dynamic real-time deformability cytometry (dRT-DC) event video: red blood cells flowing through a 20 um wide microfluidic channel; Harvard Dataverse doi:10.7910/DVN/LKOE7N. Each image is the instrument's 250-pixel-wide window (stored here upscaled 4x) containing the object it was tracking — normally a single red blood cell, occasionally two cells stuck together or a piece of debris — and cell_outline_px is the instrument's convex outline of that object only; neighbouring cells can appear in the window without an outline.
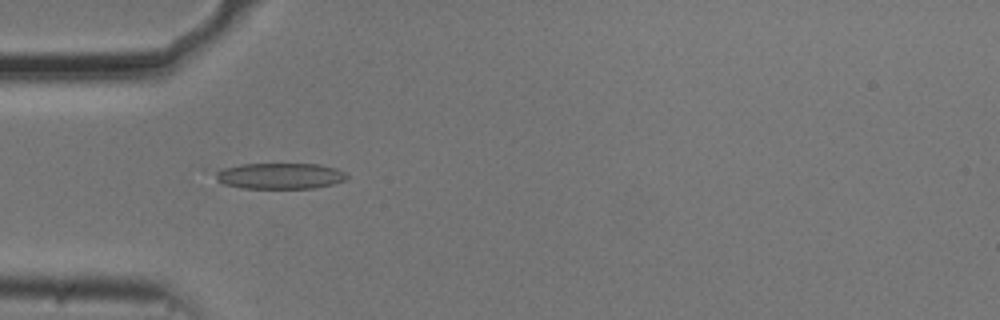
{"species": "common noctule bat (a hibernating species)", "species_latin": "Nyctalus noctula", "temperature_condition": "cold", "stored_images_in_passage": 19, "camera_frame_rate_fps": 3000, "um_per_image_px": 0.085, "animal": {"sex": "male", "body_mass_g": 20.5, "forearm_length_mm": 52.5}, "frame": {"image": 1, "passage_image": 2, "time_ms": 0.333, "image_size_px": [1000, 320], "cell_outline_px": [[348, 176], [344, 180], [332, 184], [316, 188], [240, 188], [224, 184], [216, 180], [216, 172], [224, 168], [240, 164], [320, 164], [336, 168], [344, 172]], "centroid_in_image_um": [23.8, 14.95], "position_along_channel_um": 61.2, "area_um2": 19.83}}
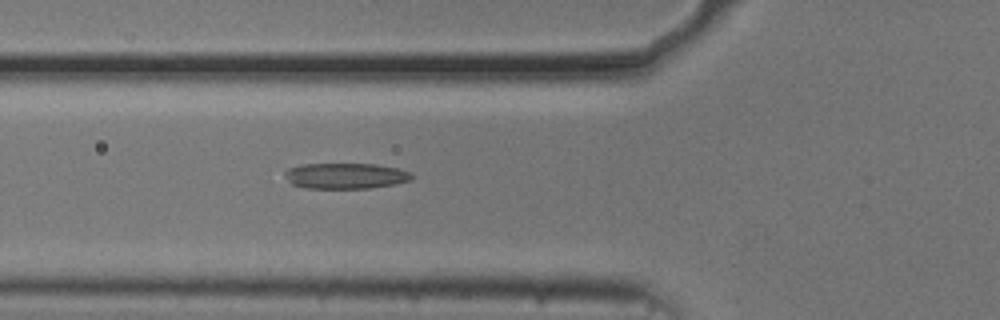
{"frame": {"image": 2, "passage_image": 5, "time_ms": 1.333, "image_size_px": [1000, 320], "cell_outline_px": [[412, 180], [396, 184], [368, 188], [304, 188], [292, 184], [284, 176], [284, 172], [288, 168], [304, 164], [376, 164], [396, 168], [412, 172]], "centroid_in_image_um": [29.37, 14.95], "position_along_channel_um": 96.4, "area_um2": 19.07}}
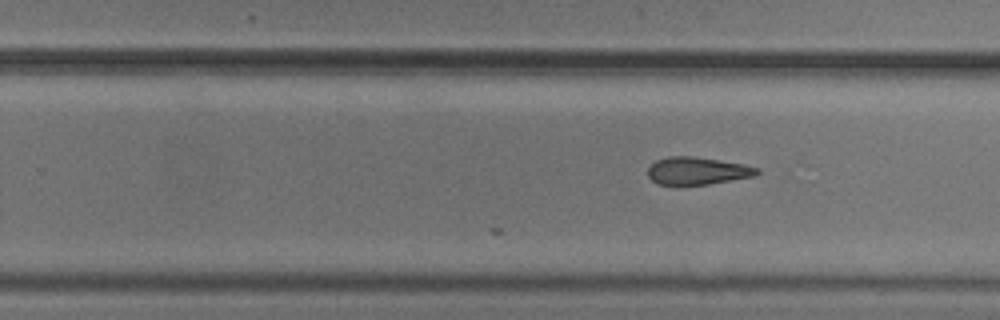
{"frame": {"image": 3, "passage_image": 19, "time_ms": 6.0, "image_size_px": [1000, 320], "cell_outline_px": [[760, 172], [756, 176], [708, 184], [656, 184], [648, 176], [648, 168], [656, 160], [668, 156], [692, 156], [744, 164], [760, 168]], "centroid_in_image_um": [59.3, 14.51], "position_along_channel_um": 270.5, "area_um2": 17.46}}